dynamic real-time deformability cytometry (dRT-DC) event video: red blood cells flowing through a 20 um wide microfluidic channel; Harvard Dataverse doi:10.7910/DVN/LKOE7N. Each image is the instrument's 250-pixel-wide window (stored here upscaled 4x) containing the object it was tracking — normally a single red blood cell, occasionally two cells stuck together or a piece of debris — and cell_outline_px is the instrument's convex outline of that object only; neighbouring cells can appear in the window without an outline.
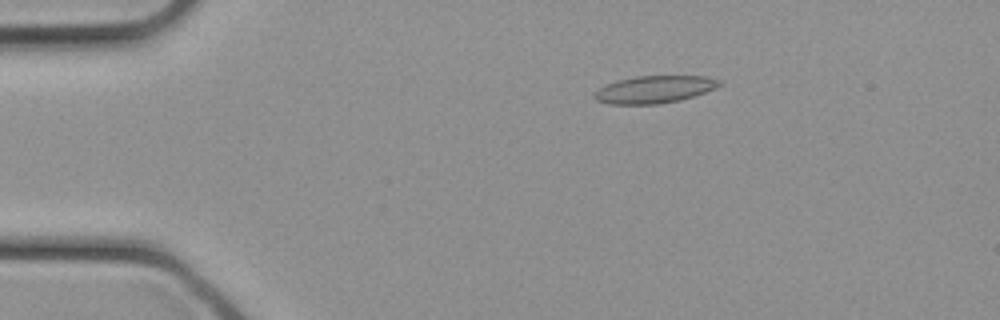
{"species": "common noctule bat (a hibernating species)", "species_latin": "Nyctalus noctula", "temperature_condition": "cold", "stored_images_in_passage": 32, "camera_frame_rate_fps": 3000, "um_per_image_px": 0.085, "animal": {"sex": "female", "body_mass_g": 21.9}, "frame": {"image": 1, "passage_image": 6, "time_ms": 1.667, "image_size_px": [1000, 320], "cell_outline_px": [[724, 84], [716, 88], [680, 100], [660, 104], [608, 104], [596, 100], [592, 96], [604, 84], [636, 76], [704, 76], [724, 80]], "centroid_in_image_um": [55.66, 7.6], "position_along_channel_um": 29.3, "area_um2": 20.0}}
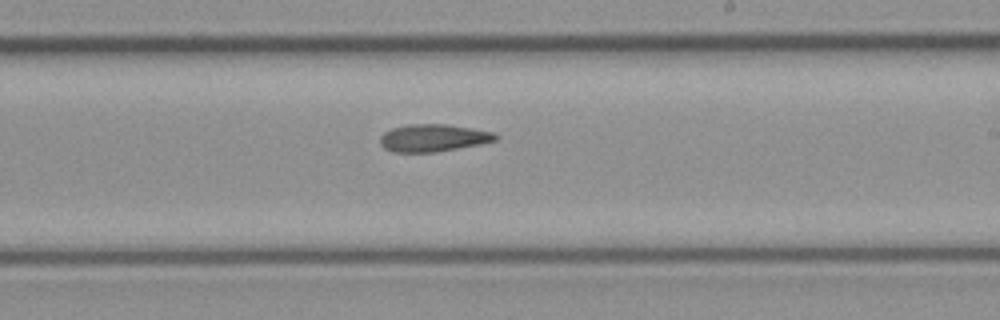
{"frame": {"image": 2, "passage_image": 19, "time_ms": 6.0, "image_size_px": [1000, 320], "cell_outline_px": [[500, 136], [496, 140], [480, 144], [436, 152], [392, 152], [384, 148], [380, 144], [380, 136], [384, 132], [392, 128], [408, 124], [444, 124], [472, 128], [492, 132]], "centroid_in_image_um": [36.8, 11.72], "position_along_channel_um": 252.2, "area_um2": 18.44}}
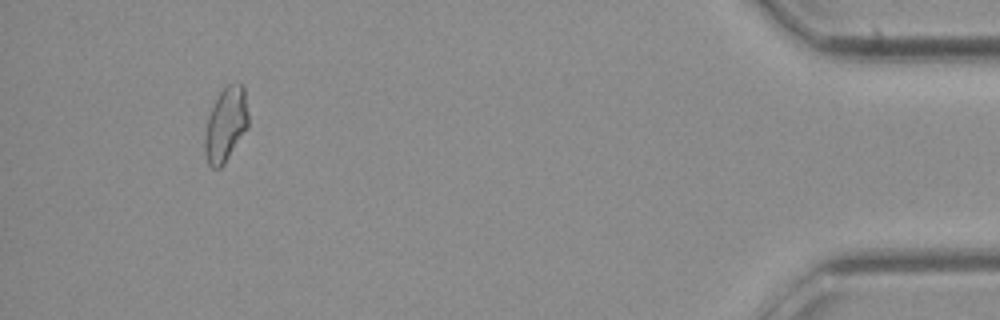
{"frame": {"image": 3, "passage_image": 30, "time_ms": 9.667, "image_size_px": [1000, 320], "cell_outline_px": [[248, 128], [224, 164], [220, 168], [212, 168], [208, 164], [204, 152], [204, 136], [208, 116], [224, 84], [240, 84], [244, 88], [248, 116]], "centroid_in_image_um": [19.18, 10.61], "position_along_channel_um": 416.0, "area_um2": 18.84}}